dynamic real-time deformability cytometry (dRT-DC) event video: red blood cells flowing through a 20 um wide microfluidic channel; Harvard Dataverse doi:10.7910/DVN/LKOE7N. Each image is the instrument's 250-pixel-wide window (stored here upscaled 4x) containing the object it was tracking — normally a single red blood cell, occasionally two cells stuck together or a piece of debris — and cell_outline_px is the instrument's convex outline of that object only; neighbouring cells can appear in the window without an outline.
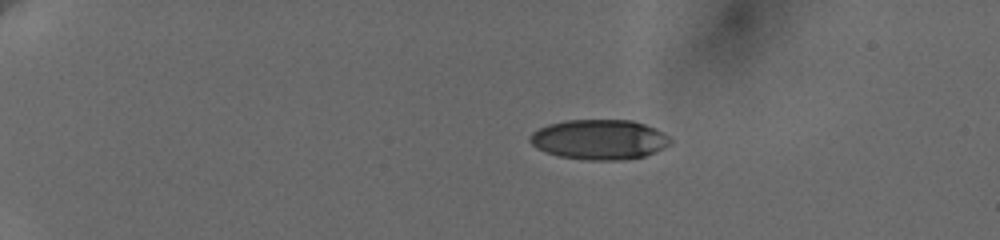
{"species": "human", "species_latin": "Homo sapiens", "temperature_condition": "cold", "stored_images_in_passage": 22, "camera_frame_rate_fps": 3000, "um_per_image_px": 0.085, "donor": {"sex": "female"}, "frame": {"image": 1, "passage_image": 3, "time_ms": 1.667, "image_size_px": [1000, 240], "cell_outline_px": [[672, 144], [656, 152], [644, 156], [624, 160], [584, 160], [556, 156], [544, 152], [536, 148], [528, 140], [528, 136], [532, 132], [548, 124], [568, 120], [632, 120], [656, 128], [664, 132], [672, 140]], "centroid_in_image_um": [50.94, 11.87], "position_along_channel_um": 34.1, "area_um2": 33.18}}
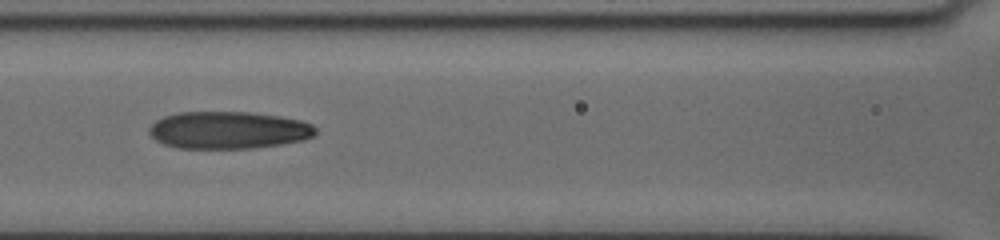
{"frame": {"image": 2, "passage_image": 17, "time_ms": 7.333, "image_size_px": [1000, 240], "cell_outline_px": [[316, 132], [312, 136], [304, 140], [280, 144], [252, 148], [176, 148], [164, 144], [156, 140], [148, 132], [148, 128], [156, 120], [164, 116], [176, 112], [248, 112], [280, 116], [300, 120], [312, 124], [316, 128]], "centroid_in_image_um": [19.39, 11.05], "position_along_channel_um": 147.2, "area_um2": 36.24}}
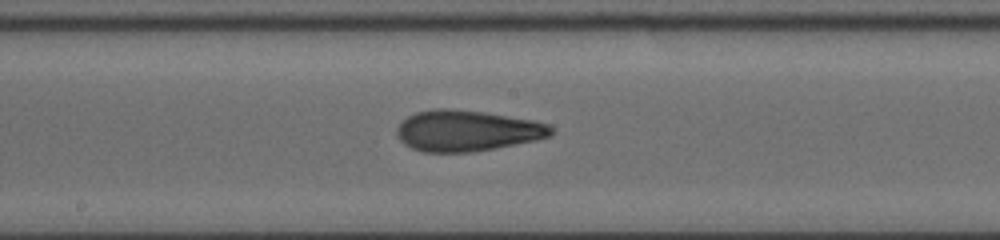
{"frame": {"image": 3, "passage_image": 22, "time_ms": 9.0, "image_size_px": [1000, 240], "cell_outline_px": [[552, 136], [536, 140], [496, 148], [472, 152], [424, 152], [412, 148], [404, 144], [396, 136], [396, 128], [408, 116], [416, 112], [432, 108], [448, 108], [484, 112], [532, 120], [548, 124], [552, 128]], "centroid_in_image_um": [39.67, 11.11], "position_along_channel_um": 208.5, "area_um2": 36.88}}